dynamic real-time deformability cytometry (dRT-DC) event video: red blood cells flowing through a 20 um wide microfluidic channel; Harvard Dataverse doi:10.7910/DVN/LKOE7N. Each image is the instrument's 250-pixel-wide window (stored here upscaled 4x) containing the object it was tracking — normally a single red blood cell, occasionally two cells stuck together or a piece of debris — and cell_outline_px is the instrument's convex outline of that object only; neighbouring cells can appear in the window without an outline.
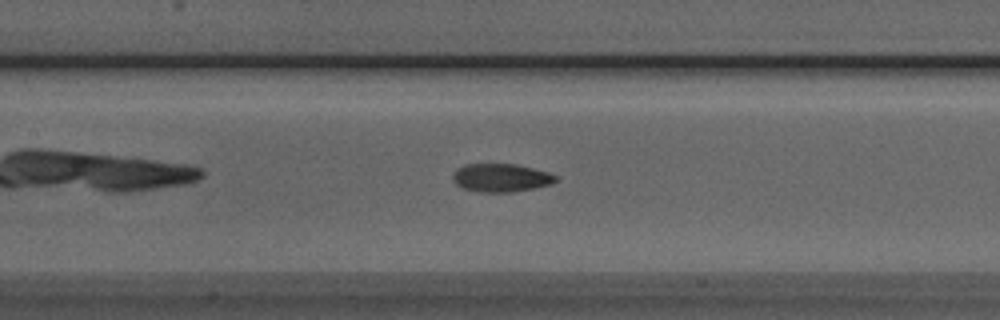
{"species": "Egyptian fruit bat (a non-hibernating species)", "species_latin": "Rousettus aegyptiacus", "temperature_condition": "room temperature", "stored_images_in_passage": 32, "camera_frame_rate_fps": 3000, "um_per_image_px": 0.085, "animal": {"sex": "male"}, "frame": {"image": 1, "passage_image": 11, "time_ms": 3.333, "image_size_px": [1000, 320], "cell_outline_px": [[556, 180], [552, 184], [512, 192], [480, 192], [464, 188], [456, 184], [452, 180], [452, 176], [456, 168], [464, 164], [516, 164], [548, 172], [556, 176]], "centroid_in_image_um": [42.55, 15.1], "position_along_channel_um": 164.9, "area_um2": 16.88}}
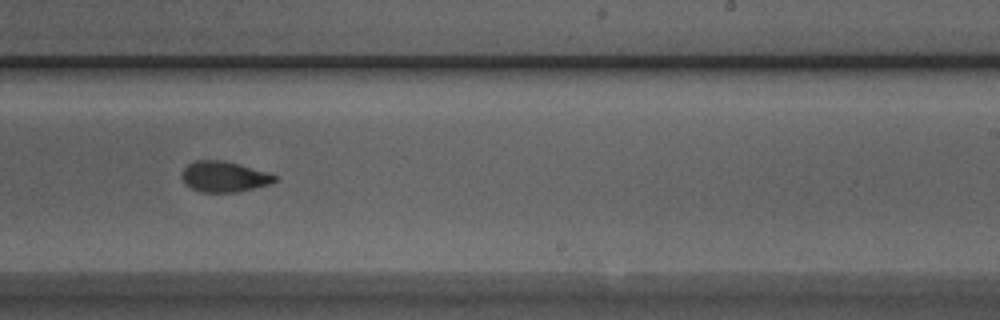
{"frame": {"image": 2, "passage_image": 19, "time_ms": 6.0, "image_size_px": [1000, 320], "cell_outline_px": [[276, 180], [268, 184], [236, 192], [200, 192], [184, 184], [180, 176], [180, 172], [188, 164], [196, 160], [224, 160], [268, 172], [276, 176]], "centroid_in_image_um": [18.98, 15.01], "position_along_channel_um": 270.0, "area_um2": 16.59}}
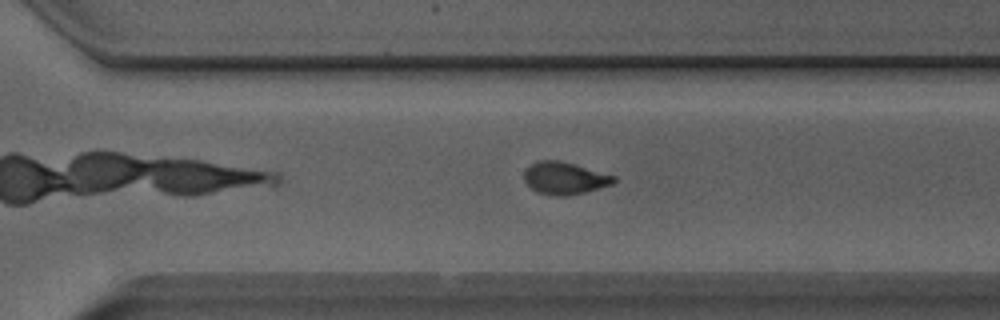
{"frame": {"image": 3, "passage_image": 23, "time_ms": 7.333, "image_size_px": [1000, 320], "cell_outline_px": [[616, 180], [612, 184], [584, 192], [568, 196], [556, 196], [536, 192], [524, 180], [524, 172], [532, 164], [540, 160], [560, 160], [616, 176]], "centroid_in_image_um": [47.99, 15.15], "position_along_channel_um": 322.6, "area_um2": 16.7}}